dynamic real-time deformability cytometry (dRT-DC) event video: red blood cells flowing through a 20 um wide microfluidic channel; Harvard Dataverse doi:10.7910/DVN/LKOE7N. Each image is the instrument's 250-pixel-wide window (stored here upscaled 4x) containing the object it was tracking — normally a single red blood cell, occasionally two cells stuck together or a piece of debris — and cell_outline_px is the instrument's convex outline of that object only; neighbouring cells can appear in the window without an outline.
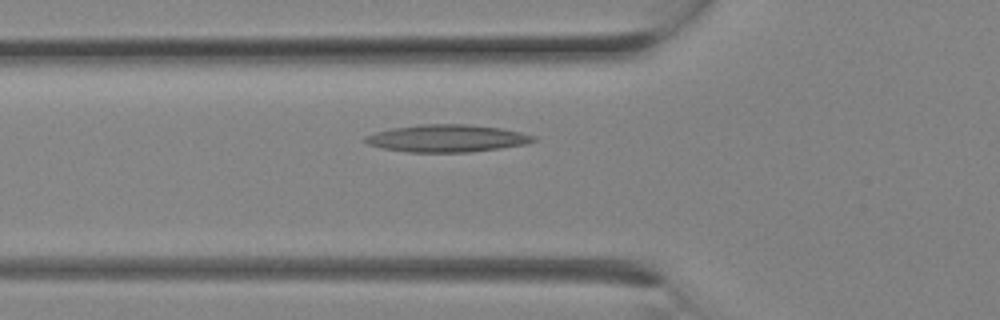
{"species": "Egyptian fruit bat (a non-hibernating species)", "species_latin": "Rousettus aegyptiacus", "temperature_condition": "room temperature", "stored_images_in_passage": 10, "camera_frame_rate_fps": 3000, "um_per_image_px": 0.085, "animal": {"sex": "female"}, "frame": {"image": 1, "passage_image": 5, "time_ms": 1.333, "image_size_px": [1000, 320], "cell_outline_px": [[536, 140], [528, 144], [500, 148], [468, 152], [408, 152], [384, 148], [368, 144], [364, 140], [364, 136], [376, 132], [392, 128], [420, 124], [468, 124], [500, 128], [520, 132], [536, 136]], "centroid_in_image_um": [38.01, 11.75], "position_along_channel_um": 87.8, "area_um2": 26.76}}
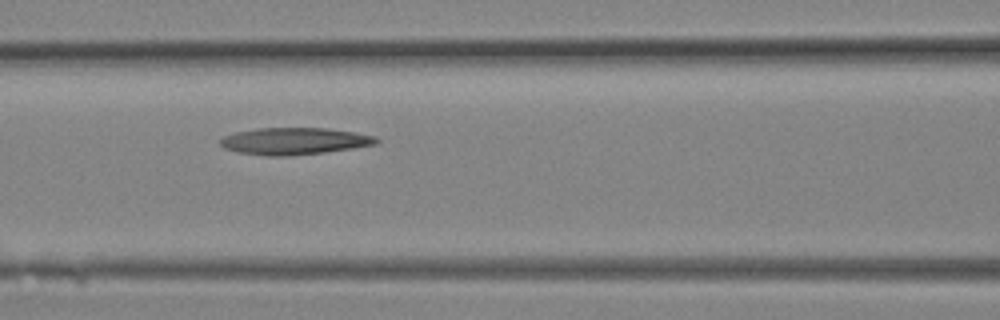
{"frame": {"image": 2, "passage_image": 7, "time_ms": 2.0, "image_size_px": [1000, 320], "cell_outline_px": [[380, 140], [376, 144], [352, 148], [324, 152], [288, 156], [268, 156], [236, 152], [224, 148], [220, 144], [220, 140], [224, 136], [236, 132], [256, 128], [324, 128], [352, 132], [376, 136]], "centroid_in_image_um": [24.99, 12.0], "position_along_channel_um": 141.6, "area_um2": 24.39}}
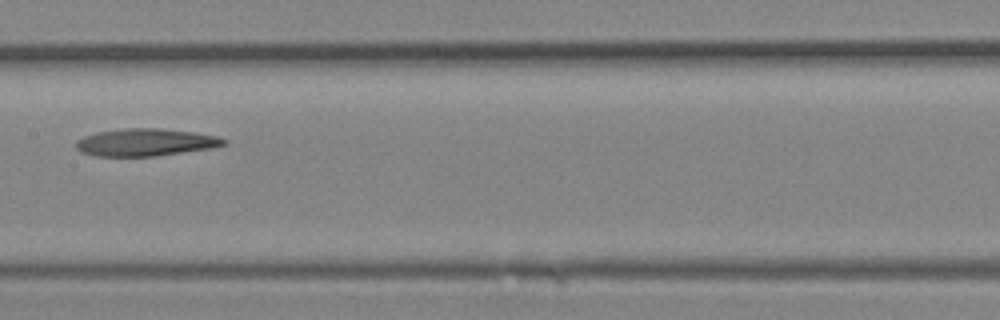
{"frame": {"image": 3, "passage_image": 9, "time_ms": 2.667, "image_size_px": [1000, 320], "cell_outline_px": [[228, 144], [212, 148], [156, 156], [96, 156], [80, 152], [76, 148], [76, 140], [84, 136], [96, 132], [124, 128], [156, 128], [192, 132], [216, 136], [228, 140]], "centroid_in_image_um": [12.36, 12.1], "position_along_channel_um": 195.0, "area_um2": 23.64}}